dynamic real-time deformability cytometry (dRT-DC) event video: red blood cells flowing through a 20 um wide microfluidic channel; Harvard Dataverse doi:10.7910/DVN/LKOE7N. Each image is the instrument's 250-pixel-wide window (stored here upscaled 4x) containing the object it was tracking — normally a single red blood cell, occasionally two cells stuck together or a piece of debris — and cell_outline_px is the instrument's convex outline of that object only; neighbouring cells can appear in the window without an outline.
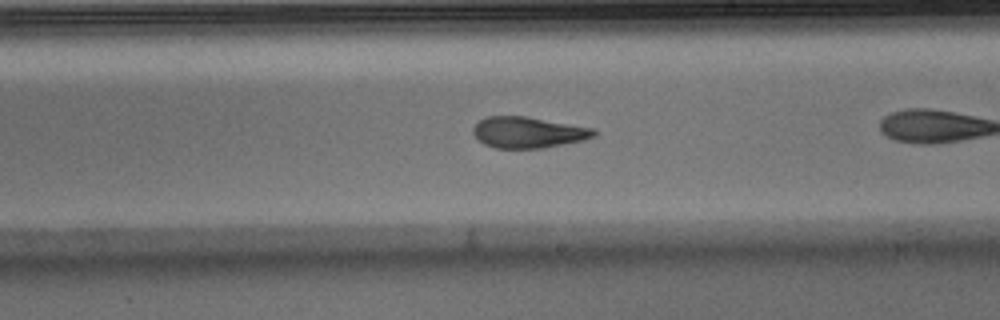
{"species": "Egyptian fruit bat (a non-hibernating species)", "species_latin": "Rousettus aegyptiacus", "temperature_condition": "warm", "stored_images_in_passage": 25, "camera_frame_rate_fps": 3000, "um_per_image_px": 0.085, "animal": {"sex": "male"}, "frame": {"image": 1, "passage_image": 15, "time_ms": 4.667, "image_size_px": [1000, 320], "cell_outline_px": [[596, 136], [584, 140], [544, 148], [496, 148], [484, 144], [472, 132], [472, 128], [480, 120], [488, 116], [528, 116], [596, 128]], "centroid_in_image_um": [44.94, 11.24], "position_along_channel_um": 244.1, "area_um2": 22.08}}
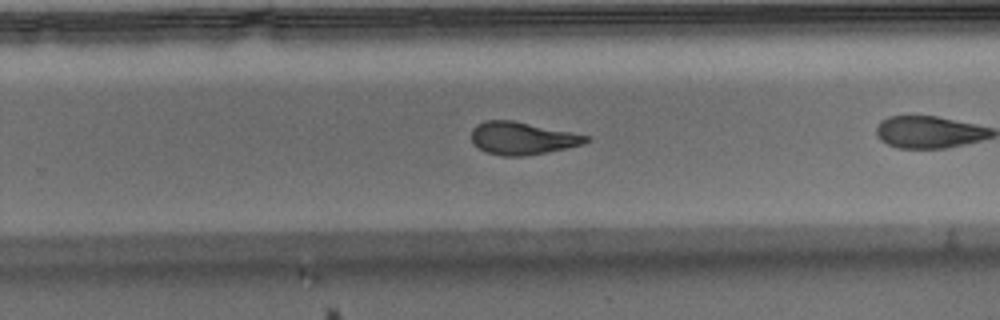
{"frame": {"image": 2, "passage_image": 18, "time_ms": 5.667, "image_size_px": [1000, 320], "cell_outline_px": [[592, 140], [580, 144], [564, 148], [524, 156], [504, 156], [488, 152], [480, 148], [472, 140], [472, 128], [476, 124], [484, 120], [512, 120], [592, 136]], "centroid_in_image_um": [44.4, 11.73], "position_along_channel_um": 285.4, "area_um2": 21.5}}